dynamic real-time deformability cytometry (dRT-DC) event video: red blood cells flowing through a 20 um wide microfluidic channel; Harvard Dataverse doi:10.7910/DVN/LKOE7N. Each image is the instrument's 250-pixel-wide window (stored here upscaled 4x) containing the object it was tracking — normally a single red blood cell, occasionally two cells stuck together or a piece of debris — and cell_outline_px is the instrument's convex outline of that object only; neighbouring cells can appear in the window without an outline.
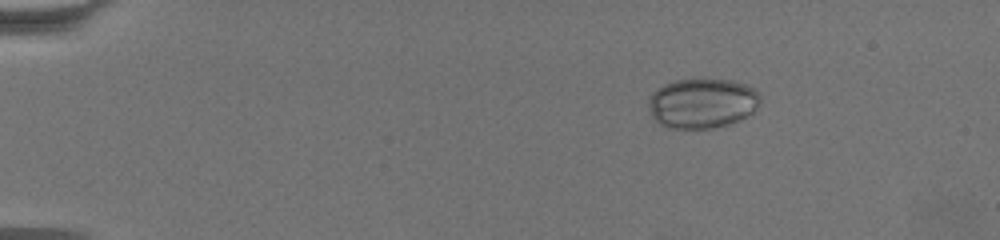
{"species": "common noctule bat (a hibernating species)", "species_latin": "Nyctalus noctula", "temperature_condition": "warm", "stored_images_in_passage": 64, "camera_frame_rate_fps": 3000, "um_per_image_px": 0.085, "animal": {"sex": "female", "body_mass_g": 19.5, "forearm_length_mm": 54.1}, "frame": {"image": 1, "passage_image": 11, "time_ms": 3.333, "image_size_px": [1000, 240], "cell_outline_px": [[760, 104], [752, 112], [740, 120], [728, 124], [712, 128], [664, 128], [652, 116], [648, 104], [648, 100], [652, 92], [664, 84], [676, 80], [692, 76], [704, 76], [732, 80], [744, 84], [760, 92]], "centroid_in_image_um": [59.68, 8.72], "position_along_channel_um": 25.3, "area_um2": 33.41}}
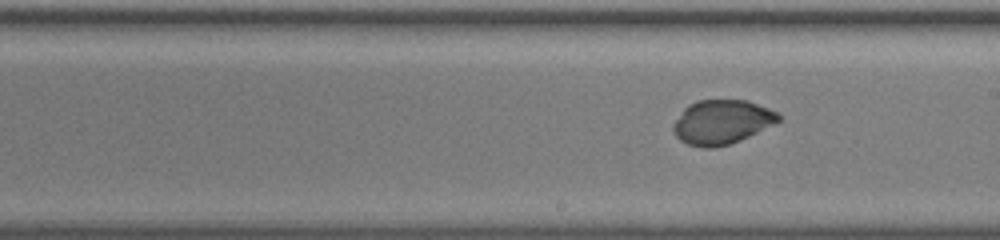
{"frame": {"image": 2, "passage_image": 38, "time_ms": 12.333, "image_size_px": [1000, 240], "cell_outline_px": [[780, 120], [776, 124], [740, 140], [728, 144], [712, 148], [704, 148], [688, 144], [680, 140], [672, 132], [672, 124], [684, 108], [688, 104], [696, 100], [748, 100], [768, 108], [776, 112], [780, 116]], "centroid_in_image_um": [61.33, 10.37], "position_along_channel_um": 227.7, "area_um2": 27.28}}
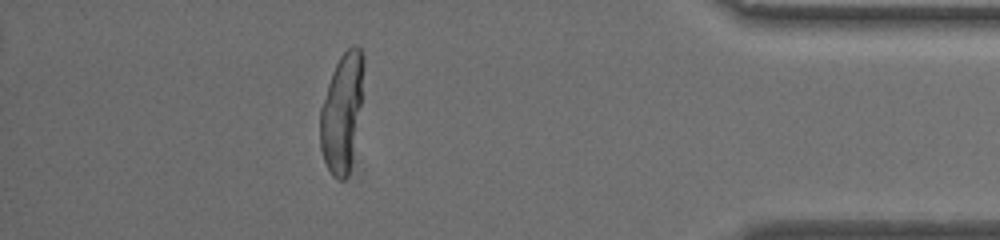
{"frame": {"image": 3, "passage_image": 57, "time_ms": 18.667, "image_size_px": [1000, 240], "cell_outline_px": [[364, 68], [360, 104], [348, 176], [344, 180], [340, 180], [332, 176], [324, 160], [320, 148], [320, 108], [332, 72], [340, 56], [352, 44], [356, 44], [360, 48], [364, 56]], "centroid_in_image_um": [29.04, 9.5], "position_along_channel_um": 406.2, "area_um2": 29.48}}